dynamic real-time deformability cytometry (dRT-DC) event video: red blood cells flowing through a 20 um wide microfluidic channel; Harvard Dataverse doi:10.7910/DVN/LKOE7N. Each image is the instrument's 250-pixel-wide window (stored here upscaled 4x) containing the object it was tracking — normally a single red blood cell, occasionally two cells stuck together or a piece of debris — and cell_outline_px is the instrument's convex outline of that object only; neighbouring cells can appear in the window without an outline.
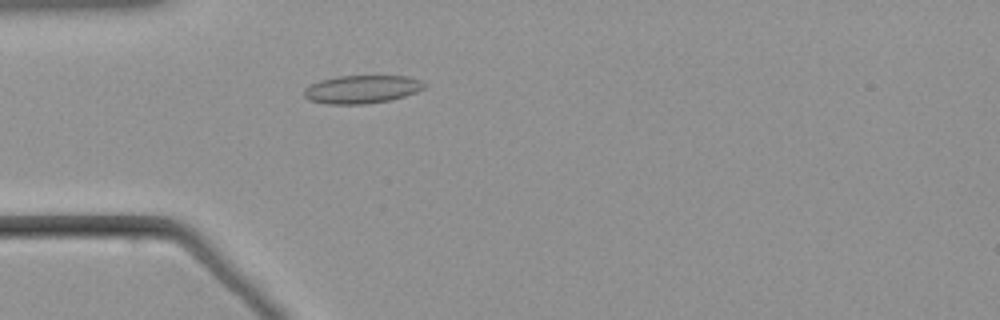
{"species": "common noctule bat (a hibernating species)", "species_latin": "Nyctalus noctula", "temperature_condition": "warm", "stored_images_in_passage": 17, "camera_frame_rate_fps": 3000, "um_per_image_px": 0.085, "animal": {"sex": "male", "body_mass_g": 21.5, "forearm_length_mm": 52.0}, "frame": {"image": 1, "passage_image": 12, "time_ms": 3.667, "image_size_px": [1000, 320], "cell_outline_px": [[428, 84], [424, 88], [416, 92], [392, 100], [364, 104], [328, 104], [308, 100], [304, 96], [304, 88], [320, 80], [336, 76], [404, 76], [420, 80]], "centroid_in_image_um": [30.75, 7.59], "position_along_channel_um": 54.2, "area_um2": 19.77}}
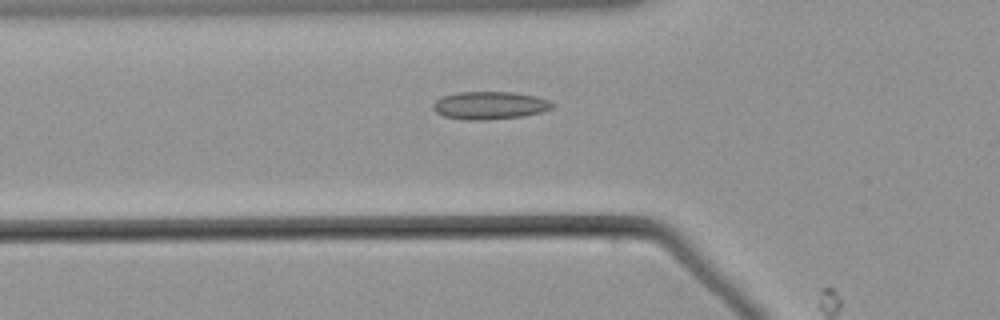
{"frame": {"image": 2, "passage_image": 15, "time_ms": 4.667, "image_size_px": [1000, 320], "cell_outline_px": [[556, 104], [552, 108], [540, 112], [520, 116], [484, 120], [468, 120], [444, 116], [436, 112], [432, 108], [432, 104], [440, 96], [456, 92], [516, 92], [536, 96], [548, 100]], "centroid_in_image_um": [41.6, 8.94], "position_along_channel_um": 84.2, "area_um2": 19.36}}